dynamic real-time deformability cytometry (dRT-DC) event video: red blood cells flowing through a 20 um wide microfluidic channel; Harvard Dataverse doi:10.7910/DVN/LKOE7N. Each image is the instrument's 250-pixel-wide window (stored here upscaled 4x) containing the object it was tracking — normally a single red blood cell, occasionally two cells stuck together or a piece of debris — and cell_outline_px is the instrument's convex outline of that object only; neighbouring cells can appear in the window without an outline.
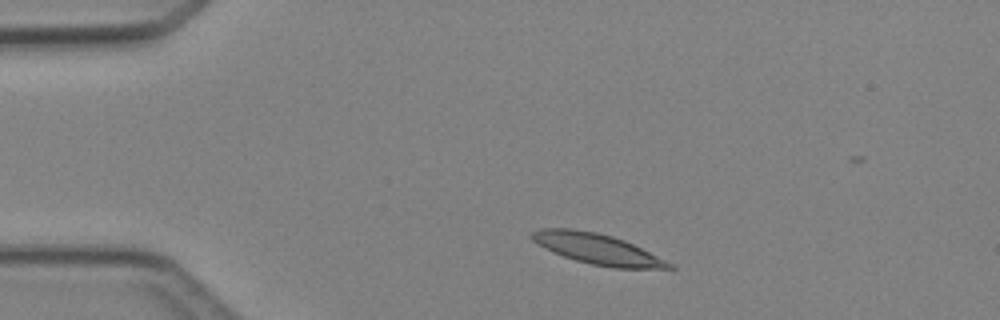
{"species": "Egyptian fruit bat (a non-hibernating species)", "species_latin": "Rousettus aegyptiacus", "temperature_condition": "cold", "stored_images_in_passage": 2, "camera_frame_rate_fps": 3000, "um_per_image_px": 0.085, "animal": {"sex": "female"}, "frame": {"image": 1, "passage_image": 1, "time_ms": 0.0, "image_size_px": [1000, 320], "cell_outline_px": [[676, 268], [672, 272], [612, 268], [592, 264], [576, 260], [552, 252], [544, 248], [532, 240], [528, 236], [532, 232], [540, 228], [572, 228], [596, 232], [612, 236], [624, 240], [672, 264]], "centroid_in_image_um": [50.86, 21.21], "position_along_channel_um": 34.1, "area_um2": 25.03}}